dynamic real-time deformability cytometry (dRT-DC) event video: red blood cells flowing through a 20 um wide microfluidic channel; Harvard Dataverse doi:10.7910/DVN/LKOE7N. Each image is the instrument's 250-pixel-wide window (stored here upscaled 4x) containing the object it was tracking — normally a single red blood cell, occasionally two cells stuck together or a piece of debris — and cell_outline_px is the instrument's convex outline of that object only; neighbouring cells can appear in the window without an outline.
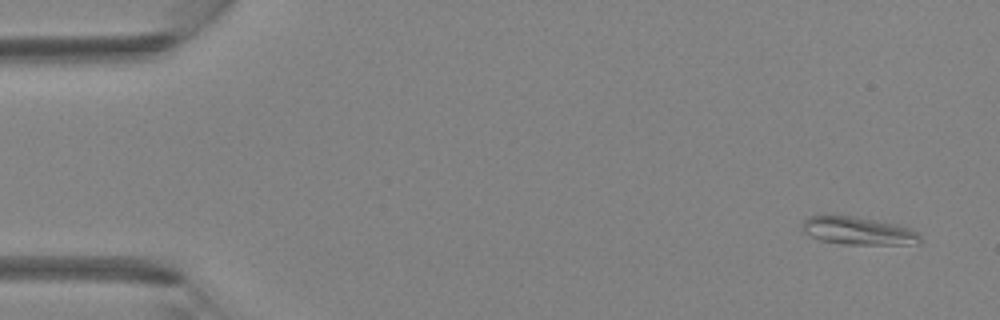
{"species": "Egyptian fruit bat (a non-hibernating species)", "species_latin": "Rousettus aegyptiacus", "temperature_condition": "room temperature", "stored_images_in_passage": 4, "camera_frame_rate_fps": 3000, "um_per_image_px": 0.085, "animal": {"sex": "female"}, "frame": {"image": 1, "passage_image": 1, "time_ms": 0.0, "image_size_px": [1000, 320], "cell_outline_px": [[920, 244], [844, 244], [820, 240], [804, 232], [800, 228], [800, 224], [808, 216], [828, 212], [856, 216], [896, 224], [912, 228], [920, 236]], "centroid_in_image_um": [72.86, 19.57], "position_along_channel_um": 12.1, "area_um2": 19.83}}
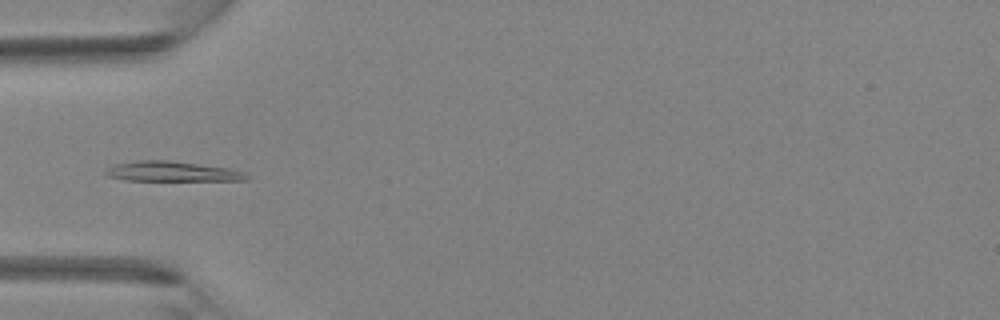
{"frame": {"image": 2, "passage_image": 4, "time_ms": 1.0, "image_size_px": [1000, 320], "cell_outline_px": [[252, 176], [248, 180], [128, 180], [108, 176], [104, 172], [112, 164], [140, 160], [168, 160], [228, 168], [244, 172]], "centroid_in_image_um": [14.64, 14.57], "position_along_channel_um": 70.4, "area_um2": 16.3}}